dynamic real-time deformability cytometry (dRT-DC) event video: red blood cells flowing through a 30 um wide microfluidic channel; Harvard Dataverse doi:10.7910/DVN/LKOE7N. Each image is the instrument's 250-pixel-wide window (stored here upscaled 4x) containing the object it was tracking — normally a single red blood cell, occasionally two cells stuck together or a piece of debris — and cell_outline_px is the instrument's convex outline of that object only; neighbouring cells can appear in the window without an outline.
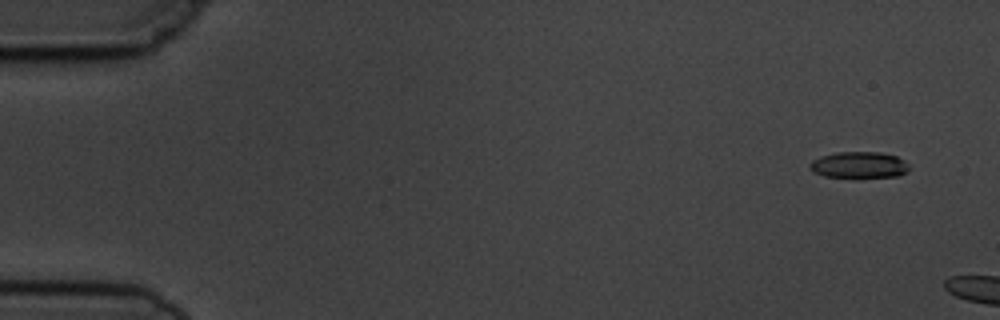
{"species": "common noctule bat (a hibernating species)", "species_latin": "Nyctalus noctula", "temperature_condition": "cold", "stored_images_in_passage": 2, "camera_frame_rate_fps": 3000, "um_per_image_px": 0.085, "animal": {"sex": "male", "body_mass_g": 19.5, "forearm_length_mm": 54.6}, "frame": {"image": 1, "passage_image": 1, "time_ms": 0.0, "image_size_px": [1000, 320], "cell_outline_px": [[908, 172], [900, 176], [860, 180], [856, 180], [824, 176], [812, 172], [808, 164], [812, 160], [820, 156], [836, 152], [880, 152], [896, 156], [904, 160], [908, 164]], "centroid_in_image_um": [73.01, 14.07], "position_along_channel_um": 12.0, "area_um2": 16.24}}